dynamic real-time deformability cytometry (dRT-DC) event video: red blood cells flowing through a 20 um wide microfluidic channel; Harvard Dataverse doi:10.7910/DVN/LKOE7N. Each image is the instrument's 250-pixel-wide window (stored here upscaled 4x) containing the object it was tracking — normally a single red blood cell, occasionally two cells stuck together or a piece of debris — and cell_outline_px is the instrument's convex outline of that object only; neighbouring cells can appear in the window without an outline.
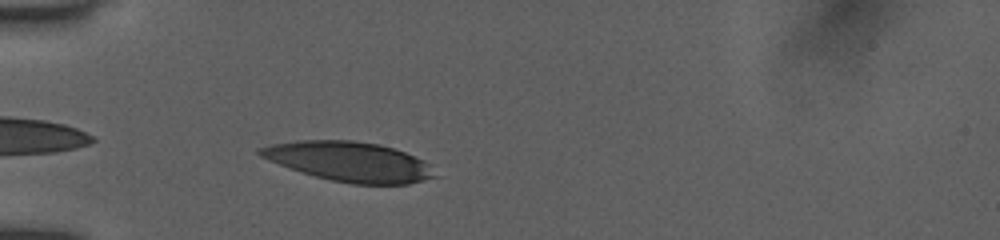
{"species": "human", "species_latin": "Homo sapiens", "temperature_condition": "room temperature", "stored_images_in_passage": 27, "camera_frame_rate_fps": 3000, "um_per_image_px": 0.085, "donor": {"sex": "female"}, "frame": {"image": 1, "passage_image": 2, "time_ms": 0.333, "image_size_px": [1000, 240], "cell_outline_px": [[440, 176], [408, 184], [352, 184], [332, 180], [316, 176], [288, 168], [268, 160], [260, 156], [256, 152], [256, 148], [272, 144], [300, 140], [352, 140], [380, 144], [404, 152], [424, 160]], "centroid_in_image_um": [29.69, 13.73], "position_along_channel_um": 55.3, "area_um2": 40.46}}
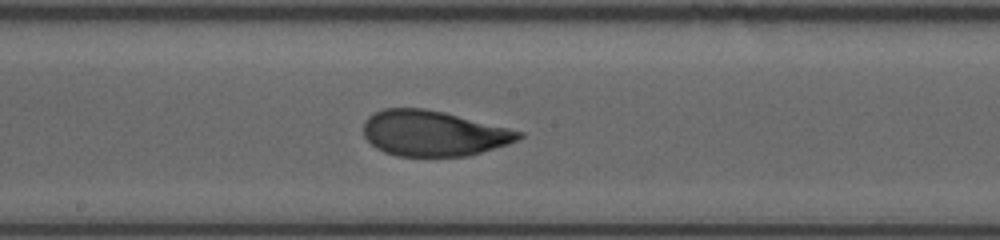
{"frame": {"image": 2, "passage_image": 12, "time_ms": 4.667, "image_size_px": [1000, 240], "cell_outline_px": [[524, 136], [508, 144], [468, 156], [396, 156], [384, 152], [376, 148], [364, 136], [364, 120], [368, 116], [384, 108], [424, 108], [444, 112], [524, 132]], "centroid_in_image_um": [36.82, 11.33], "position_along_channel_um": 211.4, "area_um2": 41.04}}
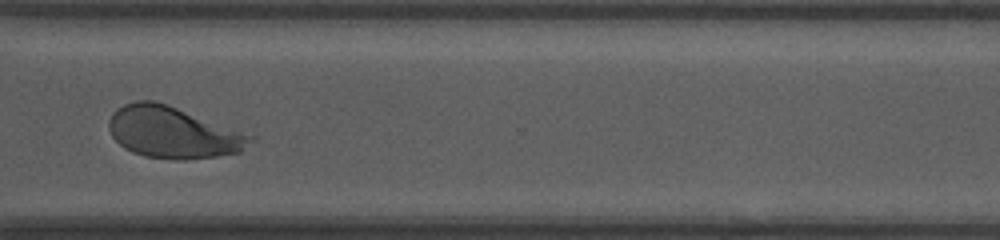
{"frame": {"image": 3, "passage_image": 21, "time_ms": 8.333, "image_size_px": [1000, 240], "cell_outline_px": [[256, 136], [240, 152], [216, 156], [184, 160], [176, 160], [144, 156], [132, 152], [124, 148], [112, 136], [108, 128], [108, 120], [124, 104], [136, 100], [152, 100], [168, 104]], "centroid_in_image_um": [14.71, 11.26], "position_along_channel_um": 355.9, "area_um2": 42.37}, "authors_computed_cell_mechanics": {"area_um2": 41.905, "velocity_mm_per_s": 3.9478, "shape_relaxation_time_tau1_ms": 4.6121, "shape_relaxation_time_tau2_ms": 0.9559, "deformation_change_tau1": 0.1964, "deformation_change_tau2": 0.068}}